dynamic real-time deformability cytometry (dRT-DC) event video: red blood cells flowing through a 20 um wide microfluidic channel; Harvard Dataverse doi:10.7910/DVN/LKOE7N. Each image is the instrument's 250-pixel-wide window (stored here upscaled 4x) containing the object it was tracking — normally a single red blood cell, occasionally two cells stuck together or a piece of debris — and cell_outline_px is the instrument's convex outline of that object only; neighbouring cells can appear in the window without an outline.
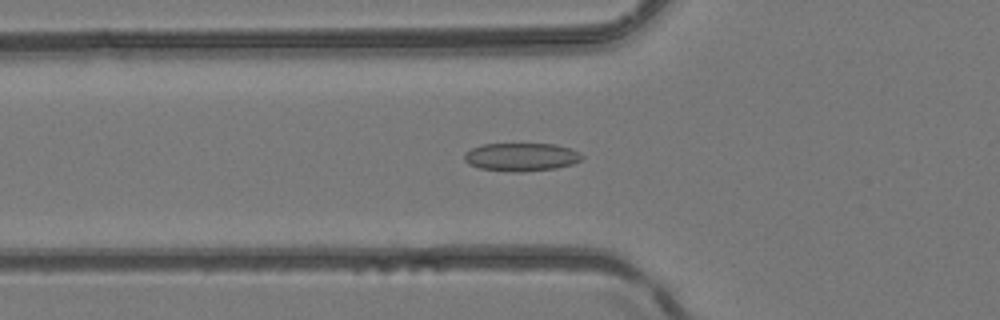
{"species": "common noctule bat (a hibernating species)", "species_latin": "Nyctalus noctula", "temperature_condition": "room temperature", "stored_images_in_passage": 43, "camera_frame_rate_fps": 3000, "um_per_image_px": 0.085, "animal": {"sex": "female", "body_mass_g": 24.6, "forearm_length_mm": 56.2}, "frame": {"image": 1, "passage_image": 15, "time_ms": 4.667, "image_size_px": [1000, 320], "cell_outline_px": [[584, 156], [580, 160], [572, 164], [556, 168], [516, 172], [512, 172], [480, 168], [468, 164], [464, 160], [464, 152], [472, 148], [484, 144], [556, 144], [572, 148], [580, 152]], "centroid_in_image_um": [44.32, 13.33], "position_along_channel_um": 81.5, "area_um2": 19.36}}
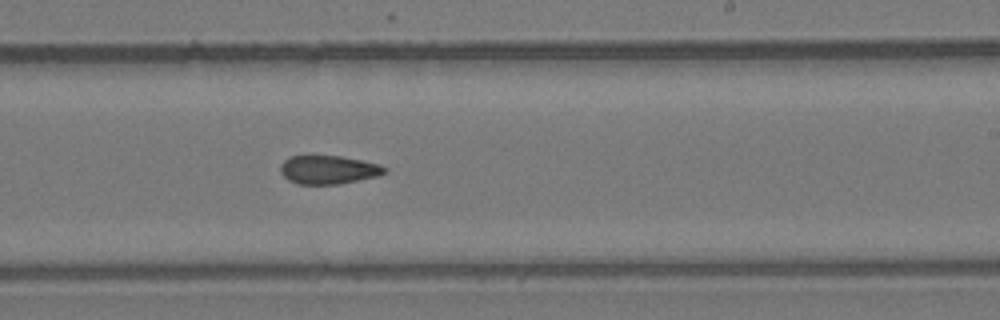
{"frame": {"image": 2, "passage_image": 26, "time_ms": 8.333, "image_size_px": [1000, 320], "cell_outline_px": [[388, 172], [380, 176], [340, 184], [300, 184], [288, 180], [280, 172], [280, 164], [284, 160], [292, 156], [340, 156], [380, 164], [388, 168]], "centroid_in_image_um": [27.96, 14.43], "position_along_channel_um": 261.0, "area_um2": 17.46}}
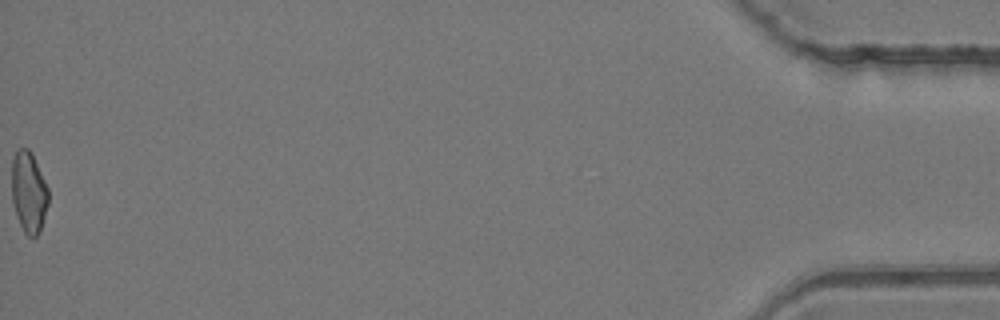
{"frame": {"image": 3, "passage_image": 43, "time_ms": 14.0, "image_size_px": [1000, 320], "cell_outline_px": [[48, 204], [40, 232], [36, 236], [28, 236], [24, 232], [20, 224], [12, 200], [12, 156], [20, 148], [28, 148], [48, 188]], "centroid_in_image_um": [2.44, 16.35], "position_along_channel_um": 432.8, "area_um2": 16.99}}